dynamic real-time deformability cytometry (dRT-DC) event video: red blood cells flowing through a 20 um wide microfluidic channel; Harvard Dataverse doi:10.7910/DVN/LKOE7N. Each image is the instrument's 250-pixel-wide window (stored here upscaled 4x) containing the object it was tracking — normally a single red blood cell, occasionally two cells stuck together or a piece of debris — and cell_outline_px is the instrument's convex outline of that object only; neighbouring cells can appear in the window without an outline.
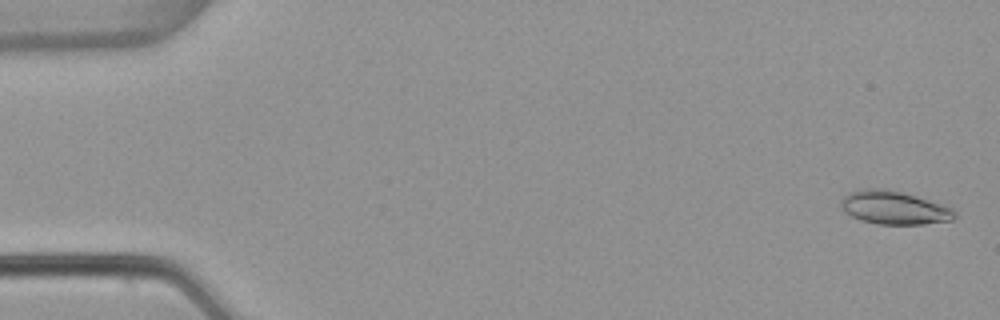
{"species": "common noctule bat (a hibernating species)", "species_latin": "Nyctalus noctula", "temperature_condition": "warm", "stored_images_in_passage": 54, "camera_frame_rate_fps": 3000, "um_per_image_px": 0.085, "animal": {"sex": "female", "body_mass_g": 22.7, "forearm_length_mm": 54.2}, "frame": {"image": 1, "passage_image": 2, "time_ms": 0.333, "image_size_px": [1000, 320], "cell_outline_px": [[956, 216], [952, 220], [924, 224], [880, 224], [860, 220], [844, 212], [840, 208], [840, 200], [848, 192], [864, 188], [888, 188], [904, 192], [952, 208], [956, 212]], "centroid_in_image_um": [75.95, 17.64], "position_along_channel_um": 9.1, "area_um2": 22.25}}
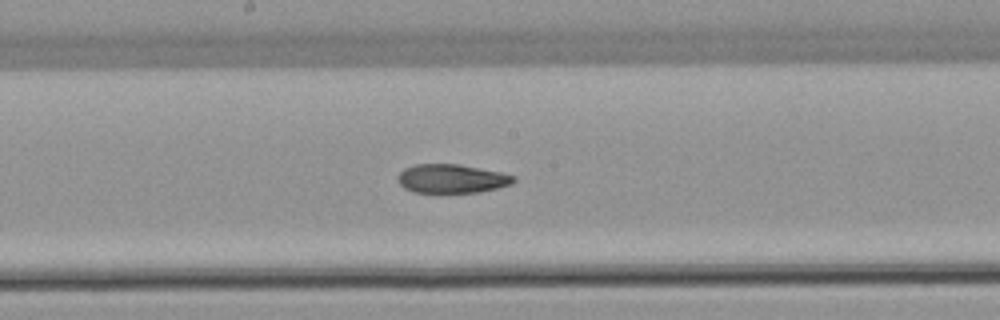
{"frame": {"image": 2, "passage_image": 29, "time_ms": 9.333, "image_size_px": [1000, 320], "cell_outline_px": [[516, 180], [512, 184], [480, 192], [412, 192], [404, 188], [400, 184], [400, 172], [404, 168], [416, 164], [460, 164], [500, 172], [516, 176]], "centroid_in_image_um": [38.43, 15.18], "position_along_channel_um": 209.8, "area_um2": 19.31}}
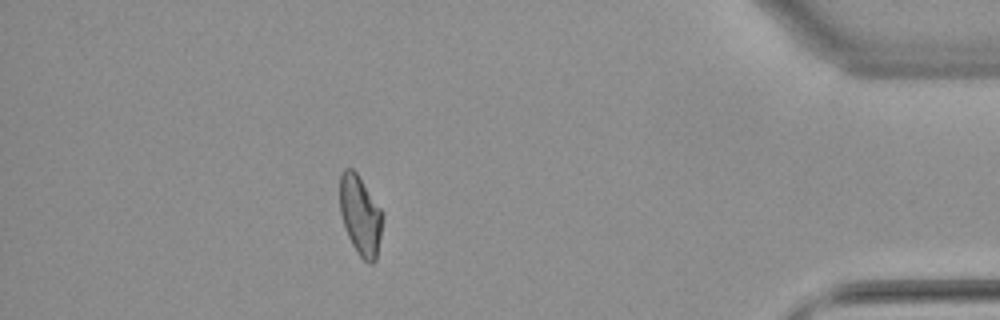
{"frame": {"image": 3, "passage_image": 48, "time_ms": 15.667, "image_size_px": [1000, 320], "cell_outline_px": [[384, 216], [376, 260], [372, 264], [368, 264], [356, 252], [348, 236], [340, 212], [340, 176], [344, 168], [352, 168], [356, 172], [384, 212]], "centroid_in_image_um": [30.65, 18.31], "position_along_channel_um": 404.6, "area_um2": 19.94}, "authors_computed_cell_mechanics": {"area_um2": 20.5768, "velocity_mm_per_s": 3.8178, "shape_relaxation_time_tau1_ms": null, "shape_relaxation_time_tau2_ms": 3.0769, "deformation_change_tau1": null, "deformation_change_tau2": 0.0954}}